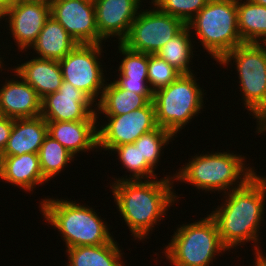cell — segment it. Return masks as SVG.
I'll list each match as a JSON object with an SVG mask.
<instances>
[{"label":"cell","mask_w":266,"mask_h":266,"mask_svg":"<svg viewBox=\"0 0 266 266\" xmlns=\"http://www.w3.org/2000/svg\"><path fill=\"white\" fill-rule=\"evenodd\" d=\"M175 174L148 180L112 181L110 188L119 217L129 228L133 241H146L156 225L181 200L173 185ZM160 178V179H158ZM177 193V194H176ZM180 198V199H179ZM169 208V209H168ZM150 232V233H149ZM149 236V237H148Z\"/></svg>","instance_id":"obj_1"},{"label":"cell","mask_w":266,"mask_h":266,"mask_svg":"<svg viewBox=\"0 0 266 266\" xmlns=\"http://www.w3.org/2000/svg\"><path fill=\"white\" fill-rule=\"evenodd\" d=\"M221 195L222 204L210 215L217 224L222 244L231 252L251 241L252 255L256 258L263 253L260 227L266 213V175L256 173L242 187Z\"/></svg>","instance_id":"obj_2"},{"label":"cell","mask_w":266,"mask_h":266,"mask_svg":"<svg viewBox=\"0 0 266 266\" xmlns=\"http://www.w3.org/2000/svg\"><path fill=\"white\" fill-rule=\"evenodd\" d=\"M235 153V154H234ZM227 151L196 154L175 173L174 182L193 186L196 190L212 194H225L242 187L256 173L246 156ZM196 154V155H195ZM251 166V167H250Z\"/></svg>","instance_id":"obj_3"},{"label":"cell","mask_w":266,"mask_h":266,"mask_svg":"<svg viewBox=\"0 0 266 266\" xmlns=\"http://www.w3.org/2000/svg\"><path fill=\"white\" fill-rule=\"evenodd\" d=\"M39 201L38 211L48 225L57 229L65 248L109 243L113 238L110 224L97 210L77 200L47 196ZM77 201V202H76ZM81 203V204H80ZM112 233V234H111Z\"/></svg>","instance_id":"obj_4"},{"label":"cell","mask_w":266,"mask_h":266,"mask_svg":"<svg viewBox=\"0 0 266 266\" xmlns=\"http://www.w3.org/2000/svg\"><path fill=\"white\" fill-rule=\"evenodd\" d=\"M233 61V62H232ZM217 64L233 67L238 76V90L243 109L256 120V134L266 128V56L256 43H243L228 52ZM225 66V67H224Z\"/></svg>","instance_id":"obj_5"},{"label":"cell","mask_w":266,"mask_h":266,"mask_svg":"<svg viewBox=\"0 0 266 266\" xmlns=\"http://www.w3.org/2000/svg\"><path fill=\"white\" fill-rule=\"evenodd\" d=\"M172 235L160 252L165 254V261L168 260L171 266H210L219 258L216 256L229 252L222 244L217 224L210 214L194 222H182Z\"/></svg>","instance_id":"obj_6"},{"label":"cell","mask_w":266,"mask_h":266,"mask_svg":"<svg viewBox=\"0 0 266 266\" xmlns=\"http://www.w3.org/2000/svg\"><path fill=\"white\" fill-rule=\"evenodd\" d=\"M186 25L195 38L194 43L200 42L216 63L243 44L238 29L237 0H209Z\"/></svg>","instance_id":"obj_7"},{"label":"cell","mask_w":266,"mask_h":266,"mask_svg":"<svg viewBox=\"0 0 266 266\" xmlns=\"http://www.w3.org/2000/svg\"><path fill=\"white\" fill-rule=\"evenodd\" d=\"M196 76L195 73L181 74L175 81L153 94L156 123L175 138L193 118L205 111L207 92L203 89L204 86L200 87Z\"/></svg>","instance_id":"obj_8"},{"label":"cell","mask_w":266,"mask_h":266,"mask_svg":"<svg viewBox=\"0 0 266 266\" xmlns=\"http://www.w3.org/2000/svg\"><path fill=\"white\" fill-rule=\"evenodd\" d=\"M103 46L105 47L103 44H78L59 60L63 80L85 93L96 105L108 81L107 71L104 70L106 67H103L106 65H102V53H105Z\"/></svg>","instance_id":"obj_9"},{"label":"cell","mask_w":266,"mask_h":266,"mask_svg":"<svg viewBox=\"0 0 266 266\" xmlns=\"http://www.w3.org/2000/svg\"><path fill=\"white\" fill-rule=\"evenodd\" d=\"M185 26L181 19L162 12L156 6L141 8L121 44L135 52L156 54Z\"/></svg>","instance_id":"obj_10"},{"label":"cell","mask_w":266,"mask_h":266,"mask_svg":"<svg viewBox=\"0 0 266 266\" xmlns=\"http://www.w3.org/2000/svg\"><path fill=\"white\" fill-rule=\"evenodd\" d=\"M97 120L99 152H109L113 147L134 143L140 136L158 127L153 101L120 116L97 115Z\"/></svg>","instance_id":"obj_11"},{"label":"cell","mask_w":266,"mask_h":266,"mask_svg":"<svg viewBox=\"0 0 266 266\" xmlns=\"http://www.w3.org/2000/svg\"><path fill=\"white\" fill-rule=\"evenodd\" d=\"M50 17V5L44 2L16 0L15 3L0 17L5 21L18 51H29ZM4 18V19H3ZM0 22V24H1ZM9 28V29H8ZM27 49V50H26Z\"/></svg>","instance_id":"obj_12"},{"label":"cell","mask_w":266,"mask_h":266,"mask_svg":"<svg viewBox=\"0 0 266 266\" xmlns=\"http://www.w3.org/2000/svg\"><path fill=\"white\" fill-rule=\"evenodd\" d=\"M50 16L78 44H105L97 29L93 0H53L50 3Z\"/></svg>","instance_id":"obj_13"},{"label":"cell","mask_w":266,"mask_h":266,"mask_svg":"<svg viewBox=\"0 0 266 266\" xmlns=\"http://www.w3.org/2000/svg\"><path fill=\"white\" fill-rule=\"evenodd\" d=\"M41 116L46 121L97 120L96 104L67 81L42 99Z\"/></svg>","instance_id":"obj_14"},{"label":"cell","mask_w":266,"mask_h":266,"mask_svg":"<svg viewBox=\"0 0 266 266\" xmlns=\"http://www.w3.org/2000/svg\"><path fill=\"white\" fill-rule=\"evenodd\" d=\"M8 69L12 70L11 76L14 77L4 78V83L0 85V115L12 119L41 116L42 99L36 90L12 69V65Z\"/></svg>","instance_id":"obj_15"},{"label":"cell","mask_w":266,"mask_h":266,"mask_svg":"<svg viewBox=\"0 0 266 266\" xmlns=\"http://www.w3.org/2000/svg\"><path fill=\"white\" fill-rule=\"evenodd\" d=\"M99 36L108 42L126 37L142 6L136 0H93Z\"/></svg>","instance_id":"obj_16"},{"label":"cell","mask_w":266,"mask_h":266,"mask_svg":"<svg viewBox=\"0 0 266 266\" xmlns=\"http://www.w3.org/2000/svg\"><path fill=\"white\" fill-rule=\"evenodd\" d=\"M98 120L46 121L48 135L76 158L79 154L98 151ZM81 152V153H80Z\"/></svg>","instance_id":"obj_17"},{"label":"cell","mask_w":266,"mask_h":266,"mask_svg":"<svg viewBox=\"0 0 266 266\" xmlns=\"http://www.w3.org/2000/svg\"><path fill=\"white\" fill-rule=\"evenodd\" d=\"M117 46V53H120L122 59L117 69L115 67L117 78H113V81L111 79V82L118 88L140 95H153L148 84V54L130 50L121 43Z\"/></svg>","instance_id":"obj_18"},{"label":"cell","mask_w":266,"mask_h":266,"mask_svg":"<svg viewBox=\"0 0 266 266\" xmlns=\"http://www.w3.org/2000/svg\"><path fill=\"white\" fill-rule=\"evenodd\" d=\"M24 63L13 66V70L36 90L41 99L59 90L63 76L59 61L31 57Z\"/></svg>","instance_id":"obj_19"},{"label":"cell","mask_w":266,"mask_h":266,"mask_svg":"<svg viewBox=\"0 0 266 266\" xmlns=\"http://www.w3.org/2000/svg\"><path fill=\"white\" fill-rule=\"evenodd\" d=\"M2 182L24 190L34 192V189L48 184L41 172L39 156L26 153L15 156H3Z\"/></svg>","instance_id":"obj_20"},{"label":"cell","mask_w":266,"mask_h":266,"mask_svg":"<svg viewBox=\"0 0 266 266\" xmlns=\"http://www.w3.org/2000/svg\"><path fill=\"white\" fill-rule=\"evenodd\" d=\"M48 135V125L42 116L13 119V127L3 156H15L26 153L38 154Z\"/></svg>","instance_id":"obj_21"},{"label":"cell","mask_w":266,"mask_h":266,"mask_svg":"<svg viewBox=\"0 0 266 266\" xmlns=\"http://www.w3.org/2000/svg\"><path fill=\"white\" fill-rule=\"evenodd\" d=\"M77 45L78 42L50 16L30 49L37 58L59 61Z\"/></svg>","instance_id":"obj_22"},{"label":"cell","mask_w":266,"mask_h":266,"mask_svg":"<svg viewBox=\"0 0 266 266\" xmlns=\"http://www.w3.org/2000/svg\"><path fill=\"white\" fill-rule=\"evenodd\" d=\"M65 254L68 259L65 266H126L124 251L116 237L107 244L68 248Z\"/></svg>","instance_id":"obj_23"},{"label":"cell","mask_w":266,"mask_h":266,"mask_svg":"<svg viewBox=\"0 0 266 266\" xmlns=\"http://www.w3.org/2000/svg\"><path fill=\"white\" fill-rule=\"evenodd\" d=\"M153 101V95H140L135 92L116 87L111 81L106 82L103 94L96 105V114L104 116H120L133 110L145 107Z\"/></svg>","instance_id":"obj_24"},{"label":"cell","mask_w":266,"mask_h":266,"mask_svg":"<svg viewBox=\"0 0 266 266\" xmlns=\"http://www.w3.org/2000/svg\"><path fill=\"white\" fill-rule=\"evenodd\" d=\"M195 47L194 38L189 27L186 25L175 37L169 40L156 55L165 60L181 74L196 73L191 69L194 52H198Z\"/></svg>","instance_id":"obj_25"},{"label":"cell","mask_w":266,"mask_h":266,"mask_svg":"<svg viewBox=\"0 0 266 266\" xmlns=\"http://www.w3.org/2000/svg\"><path fill=\"white\" fill-rule=\"evenodd\" d=\"M238 29L243 43H256L266 35V7L237 0Z\"/></svg>","instance_id":"obj_26"},{"label":"cell","mask_w":266,"mask_h":266,"mask_svg":"<svg viewBox=\"0 0 266 266\" xmlns=\"http://www.w3.org/2000/svg\"><path fill=\"white\" fill-rule=\"evenodd\" d=\"M117 154L116 159L121 164V169L130 173L124 174L122 177H113L110 181H122V180H148L158 177V173L146 162L141 161V153L139 147L134 143L122 144L117 147H113L109 154ZM124 168V169H123Z\"/></svg>","instance_id":"obj_27"},{"label":"cell","mask_w":266,"mask_h":266,"mask_svg":"<svg viewBox=\"0 0 266 266\" xmlns=\"http://www.w3.org/2000/svg\"><path fill=\"white\" fill-rule=\"evenodd\" d=\"M38 156L41 172L48 182L54 180V177L60 176L59 173L64 172L71 162L77 160L72 153L50 135L44 138Z\"/></svg>","instance_id":"obj_28"},{"label":"cell","mask_w":266,"mask_h":266,"mask_svg":"<svg viewBox=\"0 0 266 266\" xmlns=\"http://www.w3.org/2000/svg\"><path fill=\"white\" fill-rule=\"evenodd\" d=\"M174 138L169 131L158 126L140 136L134 144L140 149L141 161H146L156 171L166 145L169 147L168 145L175 140Z\"/></svg>","instance_id":"obj_29"},{"label":"cell","mask_w":266,"mask_h":266,"mask_svg":"<svg viewBox=\"0 0 266 266\" xmlns=\"http://www.w3.org/2000/svg\"><path fill=\"white\" fill-rule=\"evenodd\" d=\"M147 74L148 84L153 92L168 86L181 75L177 69L156 54H148Z\"/></svg>","instance_id":"obj_30"},{"label":"cell","mask_w":266,"mask_h":266,"mask_svg":"<svg viewBox=\"0 0 266 266\" xmlns=\"http://www.w3.org/2000/svg\"><path fill=\"white\" fill-rule=\"evenodd\" d=\"M208 1L209 0H160L156 7L162 12L177 17L187 24Z\"/></svg>","instance_id":"obj_31"},{"label":"cell","mask_w":266,"mask_h":266,"mask_svg":"<svg viewBox=\"0 0 266 266\" xmlns=\"http://www.w3.org/2000/svg\"><path fill=\"white\" fill-rule=\"evenodd\" d=\"M13 127V119L0 115V151H4L11 129Z\"/></svg>","instance_id":"obj_32"},{"label":"cell","mask_w":266,"mask_h":266,"mask_svg":"<svg viewBox=\"0 0 266 266\" xmlns=\"http://www.w3.org/2000/svg\"><path fill=\"white\" fill-rule=\"evenodd\" d=\"M16 0H0V17L11 7Z\"/></svg>","instance_id":"obj_33"},{"label":"cell","mask_w":266,"mask_h":266,"mask_svg":"<svg viewBox=\"0 0 266 266\" xmlns=\"http://www.w3.org/2000/svg\"><path fill=\"white\" fill-rule=\"evenodd\" d=\"M252 262L255 266H266V253L258 255Z\"/></svg>","instance_id":"obj_34"},{"label":"cell","mask_w":266,"mask_h":266,"mask_svg":"<svg viewBox=\"0 0 266 266\" xmlns=\"http://www.w3.org/2000/svg\"><path fill=\"white\" fill-rule=\"evenodd\" d=\"M256 45L262 50V52L266 56V35L261 37L257 42Z\"/></svg>","instance_id":"obj_35"},{"label":"cell","mask_w":266,"mask_h":266,"mask_svg":"<svg viewBox=\"0 0 266 266\" xmlns=\"http://www.w3.org/2000/svg\"><path fill=\"white\" fill-rule=\"evenodd\" d=\"M4 59H5L4 56L2 57L1 52H0V72L2 73L3 70L6 72V69H7V72L9 73V69L4 67V66H7L6 64H4V63H6V61L4 62Z\"/></svg>","instance_id":"obj_36"},{"label":"cell","mask_w":266,"mask_h":266,"mask_svg":"<svg viewBox=\"0 0 266 266\" xmlns=\"http://www.w3.org/2000/svg\"><path fill=\"white\" fill-rule=\"evenodd\" d=\"M141 6H143V8H144V5L142 4V2L143 3H145L144 1H146V0H136ZM149 1V2H148ZM148 1H146L150 6L152 5V7L153 6H156L158 3H159V1L160 0H151V2H150V0H148Z\"/></svg>","instance_id":"obj_37"},{"label":"cell","mask_w":266,"mask_h":266,"mask_svg":"<svg viewBox=\"0 0 266 266\" xmlns=\"http://www.w3.org/2000/svg\"><path fill=\"white\" fill-rule=\"evenodd\" d=\"M2 170H3V152L0 151V182H1Z\"/></svg>","instance_id":"obj_38"},{"label":"cell","mask_w":266,"mask_h":266,"mask_svg":"<svg viewBox=\"0 0 266 266\" xmlns=\"http://www.w3.org/2000/svg\"><path fill=\"white\" fill-rule=\"evenodd\" d=\"M250 2H253L255 4L265 6L266 7V0H249Z\"/></svg>","instance_id":"obj_39"},{"label":"cell","mask_w":266,"mask_h":266,"mask_svg":"<svg viewBox=\"0 0 266 266\" xmlns=\"http://www.w3.org/2000/svg\"><path fill=\"white\" fill-rule=\"evenodd\" d=\"M23 1L44 2V3L50 5V3H51L53 0H23Z\"/></svg>","instance_id":"obj_40"}]
</instances>
